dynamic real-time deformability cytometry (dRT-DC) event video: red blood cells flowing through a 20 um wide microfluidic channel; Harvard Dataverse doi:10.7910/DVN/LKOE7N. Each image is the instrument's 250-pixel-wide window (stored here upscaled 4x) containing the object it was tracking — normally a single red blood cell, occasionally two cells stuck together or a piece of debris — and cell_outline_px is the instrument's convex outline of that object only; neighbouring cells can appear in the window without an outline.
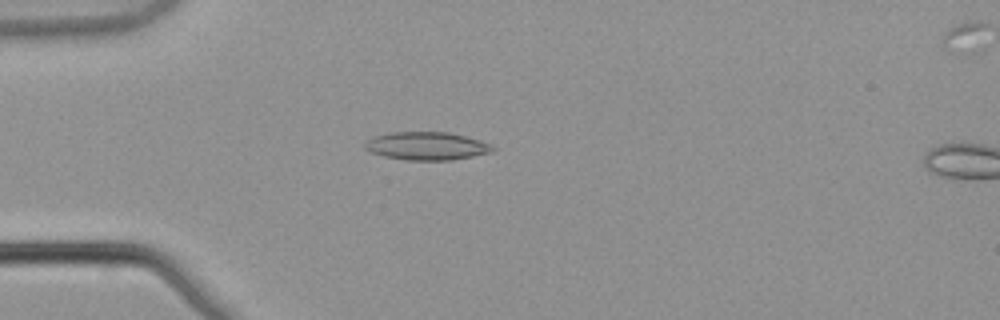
{"species": "common noctule bat (a hibernating species)", "species_latin": "Nyctalus noctula", "temperature_condition": "warm", "stored_images_in_passage": 5, "camera_frame_rate_fps": 3000, "um_per_image_px": 0.085, "animal": {"sex": "male", "body_mass_g": 21.5, "forearm_length_mm": 52.0}, "frame": {"image": 1, "passage_image": 4, "time_ms": 1.0, "image_size_px": [1000, 320], "cell_outline_px": [[496, 148], [492, 152], [452, 160], [408, 160], [384, 156], [372, 152], [364, 148], [364, 144], [368, 140], [376, 136], [392, 132], [448, 132], [480, 140]], "centroid_in_image_um": [36.28, 12.41], "position_along_channel_um": 48.7, "area_um2": 20.63}}